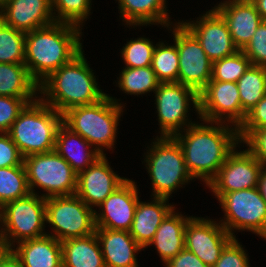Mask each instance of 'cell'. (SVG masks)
<instances>
[{"instance_id":"cell-1","label":"cell","mask_w":266,"mask_h":267,"mask_svg":"<svg viewBox=\"0 0 266 267\" xmlns=\"http://www.w3.org/2000/svg\"><path fill=\"white\" fill-rule=\"evenodd\" d=\"M193 124L184 129L185 135L174 136L180 144L186 168L192 178H201L206 185L217 175L228 155L240 142L238 128L210 122ZM213 124V125H212ZM230 127V128H229Z\"/></svg>"},{"instance_id":"cell-2","label":"cell","mask_w":266,"mask_h":267,"mask_svg":"<svg viewBox=\"0 0 266 267\" xmlns=\"http://www.w3.org/2000/svg\"><path fill=\"white\" fill-rule=\"evenodd\" d=\"M80 27L55 22L26 33L24 64L40 84L82 51Z\"/></svg>"},{"instance_id":"cell-3","label":"cell","mask_w":266,"mask_h":267,"mask_svg":"<svg viewBox=\"0 0 266 267\" xmlns=\"http://www.w3.org/2000/svg\"><path fill=\"white\" fill-rule=\"evenodd\" d=\"M83 52L39 84V92L44 95L41 100L61 114L73 107L97 103L107 95L99 89Z\"/></svg>"},{"instance_id":"cell-4","label":"cell","mask_w":266,"mask_h":267,"mask_svg":"<svg viewBox=\"0 0 266 267\" xmlns=\"http://www.w3.org/2000/svg\"><path fill=\"white\" fill-rule=\"evenodd\" d=\"M62 123L63 114L38 98L24 107L7 133L26 157L53 151Z\"/></svg>"},{"instance_id":"cell-5","label":"cell","mask_w":266,"mask_h":267,"mask_svg":"<svg viewBox=\"0 0 266 267\" xmlns=\"http://www.w3.org/2000/svg\"><path fill=\"white\" fill-rule=\"evenodd\" d=\"M122 107L115 98L106 95L97 103L70 108L63 113V123L104 155L102 148H113L116 141Z\"/></svg>"},{"instance_id":"cell-6","label":"cell","mask_w":266,"mask_h":267,"mask_svg":"<svg viewBox=\"0 0 266 267\" xmlns=\"http://www.w3.org/2000/svg\"><path fill=\"white\" fill-rule=\"evenodd\" d=\"M145 159L154 197L169 199L174 190L193 179L186 168L182 148L174 137H156Z\"/></svg>"},{"instance_id":"cell-7","label":"cell","mask_w":266,"mask_h":267,"mask_svg":"<svg viewBox=\"0 0 266 267\" xmlns=\"http://www.w3.org/2000/svg\"><path fill=\"white\" fill-rule=\"evenodd\" d=\"M27 182L32 194L35 186L47 194L43 198L54 196H69L76 193L77 174L70 164L55 150L47 153H37L24 157Z\"/></svg>"},{"instance_id":"cell-8","label":"cell","mask_w":266,"mask_h":267,"mask_svg":"<svg viewBox=\"0 0 266 267\" xmlns=\"http://www.w3.org/2000/svg\"><path fill=\"white\" fill-rule=\"evenodd\" d=\"M95 212L76 194L46 198V223L60 242L96 232Z\"/></svg>"},{"instance_id":"cell-9","label":"cell","mask_w":266,"mask_h":267,"mask_svg":"<svg viewBox=\"0 0 266 267\" xmlns=\"http://www.w3.org/2000/svg\"><path fill=\"white\" fill-rule=\"evenodd\" d=\"M218 200L226 216L220 224L233 238L236 229L251 231L266 240V202L258 187L224 193Z\"/></svg>"},{"instance_id":"cell-10","label":"cell","mask_w":266,"mask_h":267,"mask_svg":"<svg viewBox=\"0 0 266 267\" xmlns=\"http://www.w3.org/2000/svg\"><path fill=\"white\" fill-rule=\"evenodd\" d=\"M0 210L3 217L2 229L9 249L15 248V240L20 243L47 235L43 232L46 198L30 193L24 198L8 202Z\"/></svg>"},{"instance_id":"cell-11","label":"cell","mask_w":266,"mask_h":267,"mask_svg":"<svg viewBox=\"0 0 266 267\" xmlns=\"http://www.w3.org/2000/svg\"><path fill=\"white\" fill-rule=\"evenodd\" d=\"M154 93L161 128L160 137H174L182 132L180 129L184 130V125L188 127L195 124H186L190 100L199 112V94L193 88L178 82H166L160 83Z\"/></svg>"},{"instance_id":"cell-12","label":"cell","mask_w":266,"mask_h":267,"mask_svg":"<svg viewBox=\"0 0 266 267\" xmlns=\"http://www.w3.org/2000/svg\"><path fill=\"white\" fill-rule=\"evenodd\" d=\"M198 114L205 123H222L223 119L224 123L227 119V124L239 128L247 113L242 109L237 84L210 80L199 93Z\"/></svg>"},{"instance_id":"cell-13","label":"cell","mask_w":266,"mask_h":267,"mask_svg":"<svg viewBox=\"0 0 266 267\" xmlns=\"http://www.w3.org/2000/svg\"><path fill=\"white\" fill-rule=\"evenodd\" d=\"M177 24L178 83L193 88L199 94L212 78L213 62L196 37L181 22Z\"/></svg>"},{"instance_id":"cell-14","label":"cell","mask_w":266,"mask_h":267,"mask_svg":"<svg viewBox=\"0 0 266 267\" xmlns=\"http://www.w3.org/2000/svg\"><path fill=\"white\" fill-rule=\"evenodd\" d=\"M262 168L248 149L240 152L234 149L207 186L217 198L224 193L258 187Z\"/></svg>"},{"instance_id":"cell-15","label":"cell","mask_w":266,"mask_h":267,"mask_svg":"<svg viewBox=\"0 0 266 267\" xmlns=\"http://www.w3.org/2000/svg\"><path fill=\"white\" fill-rule=\"evenodd\" d=\"M219 224L220 222L191 216L185 226V248L209 267L216 264L222 250L233 239Z\"/></svg>"},{"instance_id":"cell-16","label":"cell","mask_w":266,"mask_h":267,"mask_svg":"<svg viewBox=\"0 0 266 267\" xmlns=\"http://www.w3.org/2000/svg\"><path fill=\"white\" fill-rule=\"evenodd\" d=\"M181 23L196 37L212 62L231 56L239 50L233 43L225 20L214 8L196 23Z\"/></svg>"},{"instance_id":"cell-17","label":"cell","mask_w":266,"mask_h":267,"mask_svg":"<svg viewBox=\"0 0 266 267\" xmlns=\"http://www.w3.org/2000/svg\"><path fill=\"white\" fill-rule=\"evenodd\" d=\"M136 183L126 179L98 207L95 212L96 228L129 231L139 200Z\"/></svg>"},{"instance_id":"cell-18","label":"cell","mask_w":266,"mask_h":267,"mask_svg":"<svg viewBox=\"0 0 266 267\" xmlns=\"http://www.w3.org/2000/svg\"><path fill=\"white\" fill-rule=\"evenodd\" d=\"M105 155L99 157L85 171L77 175L75 194L90 208L98 207L127 179L120 177L112 170Z\"/></svg>"},{"instance_id":"cell-19","label":"cell","mask_w":266,"mask_h":267,"mask_svg":"<svg viewBox=\"0 0 266 267\" xmlns=\"http://www.w3.org/2000/svg\"><path fill=\"white\" fill-rule=\"evenodd\" d=\"M214 9L225 20L234 45L243 50L251 41L259 24L263 21L255 5L250 0H228Z\"/></svg>"},{"instance_id":"cell-20","label":"cell","mask_w":266,"mask_h":267,"mask_svg":"<svg viewBox=\"0 0 266 267\" xmlns=\"http://www.w3.org/2000/svg\"><path fill=\"white\" fill-rule=\"evenodd\" d=\"M0 19L24 33L55 23L51 0H11L0 10Z\"/></svg>"},{"instance_id":"cell-21","label":"cell","mask_w":266,"mask_h":267,"mask_svg":"<svg viewBox=\"0 0 266 267\" xmlns=\"http://www.w3.org/2000/svg\"><path fill=\"white\" fill-rule=\"evenodd\" d=\"M105 267H139L135 253L143 249L129 231L96 228Z\"/></svg>"},{"instance_id":"cell-22","label":"cell","mask_w":266,"mask_h":267,"mask_svg":"<svg viewBox=\"0 0 266 267\" xmlns=\"http://www.w3.org/2000/svg\"><path fill=\"white\" fill-rule=\"evenodd\" d=\"M167 202L164 197H154L148 203L138 200L129 233L142 248L148 247L161 222L175 209Z\"/></svg>"},{"instance_id":"cell-23","label":"cell","mask_w":266,"mask_h":267,"mask_svg":"<svg viewBox=\"0 0 266 267\" xmlns=\"http://www.w3.org/2000/svg\"><path fill=\"white\" fill-rule=\"evenodd\" d=\"M10 250L22 267H62L61 242L50 235L22 241Z\"/></svg>"},{"instance_id":"cell-24","label":"cell","mask_w":266,"mask_h":267,"mask_svg":"<svg viewBox=\"0 0 266 267\" xmlns=\"http://www.w3.org/2000/svg\"><path fill=\"white\" fill-rule=\"evenodd\" d=\"M90 147L92 145L82 136L72 131L64 123L60 125L56 135L54 150L70 164L77 175L85 171L102 156L97 149L91 150Z\"/></svg>"},{"instance_id":"cell-25","label":"cell","mask_w":266,"mask_h":267,"mask_svg":"<svg viewBox=\"0 0 266 267\" xmlns=\"http://www.w3.org/2000/svg\"><path fill=\"white\" fill-rule=\"evenodd\" d=\"M174 210L161 222L148 245L156 247L164 263H167L185 248V226L191 218L175 213Z\"/></svg>"},{"instance_id":"cell-26","label":"cell","mask_w":266,"mask_h":267,"mask_svg":"<svg viewBox=\"0 0 266 267\" xmlns=\"http://www.w3.org/2000/svg\"><path fill=\"white\" fill-rule=\"evenodd\" d=\"M62 267H105L96 233L61 242Z\"/></svg>"},{"instance_id":"cell-27","label":"cell","mask_w":266,"mask_h":267,"mask_svg":"<svg viewBox=\"0 0 266 267\" xmlns=\"http://www.w3.org/2000/svg\"><path fill=\"white\" fill-rule=\"evenodd\" d=\"M165 2V0H118V8L120 16L129 26L161 24L169 27L170 20Z\"/></svg>"},{"instance_id":"cell-28","label":"cell","mask_w":266,"mask_h":267,"mask_svg":"<svg viewBox=\"0 0 266 267\" xmlns=\"http://www.w3.org/2000/svg\"><path fill=\"white\" fill-rule=\"evenodd\" d=\"M37 91L39 84L24 63H0V96L34 99Z\"/></svg>"},{"instance_id":"cell-29","label":"cell","mask_w":266,"mask_h":267,"mask_svg":"<svg viewBox=\"0 0 266 267\" xmlns=\"http://www.w3.org/2000/svg\"><path fill=\"white\" fill-rule=\"evenodd\" d=\"M236 84L242 109L247 113L266 94V67L251 65Z\"/></svg>"},{"instance_id":"cell-30","label":"cell","mask_w":266,"mask_h":267,"mask_svg":"<svg viewBox=\"0 0 266 267\" xmlns=\"http://www.w3.org/2000/svg\"><path fill=\"white\" fill-rule=\"evenodd\" d=\"M30 193L24 165L0 168V208Z\"/></svg>"},{"instance_id":"cell-31","label":"cell","mask_w":266,"mask_h":267,"mask_svg":"<svg viewBox=\"0 0 266 267\" xmlns=\"http://www.w3.org/2000/svg\"><path fill=\"white\" fill-rule=\"evenodd\" d=\"M173 33L175 45L166 46L161 42L156 44L153 52L151 67L161 83L178 82L179 55L176 46V25Z\"/></svg>"},{"instance_id":"cell-32","label":"cell","mask_w":266,"mask_h":267,"mask_svg":"<svg viewBox=\"0 0 266 267\" xmlns=\"http://www.w3.org/2000/svg\"><path fill=\"white\" fill-rule=\"evenodd\" d=\"M161 82L157 79L151 66L127 68L120 74L118 86L127 94L141 95L156 91Z\"/></svg>"},{"instance_id":"cell-33","label":"cell","mask_w":266,"mask_h":267,"mask_svg":"<svg viewBox=\"0 0 266 267\" xmlns=\"http://www.w3.org/2000/svg\"><path fill=\"white\" fill-rule=\"evenodd\" d=\"M26 33L0 19V63H24Z\"/></svg>"},{"instance_id":"cell-34","label":"cell","mask_w":266,"mask_h":267,"mask_svg":"<svg viewBox=\"0 0 266 267\" xmlns=\"http://www.w3.org/2000/svg\"><path fill=\"white\" fill-rule=\"evenodd\" d=\"M251 61L242 50L213 62L210 80L237 82L251 66Z\"/></svg>"},{"instance_id":"cell-35","label":"cell","mask_w":266,"mask_h":267,"mask_svg":"<svg viewBox=\"0 0 266 267\" xmlns=\"http://www.w3.org/2000/svg\"><path fill=\"white\" fill-rule=\"evenodd\" d=\"M91 0H51L53 16L56 22L68 23L80 27L89 16ZM56 8V9H55Z\"/></svg>"},{"instance_id":"cell-36","label":"cell","mask_w":266,"mask_h":267,"mask_svg":"<svg viewBox=\"0 0 266 267\" xmlns=\"http://www.w3.org/2000/svg\"><path fill=\"white\" fill-rule=\"evenodd\" d=\"M155 46L150 39L137 38L130 40L121 51L122 59L127 68L149 67L152 65V58Z\"/></svg>"},{"instance_id":"cell-37","label":"cell","mask_w":266,"mask_h":267,"mask_svg":"<svg viewBox=\"0 0 266 267\" xmlns=\"http://www.w3.org/2000/svg\"><path fill=\"white\" fill-rule=\"evenodd\" d=\"M34 101L36 98L0 96V133H7L24 107Z\"/></svg>"},{"instance_id":"cell-38","label":"cell","mask_w":266,"mask_h":267,"mask_svg":"<svg viewBox=\"0 0 266 267\" xmlns=\"http://www.w3.org/2000/svg\"><path fill=\"white\" fill-rule=\"evenodd\" d=\"M242 51L252 65L266 67V21L259 24L251 41Z\"/></svg>"},{"instance_id":"cell-39","label":"cell","mask_w":266,"mask_h":267,"mask_svg":"<svg viewBox=\"0 0 266 267\" xmlns=\"http://www.w3.org/2000/svg\"><path fill=\"white\" fill-rule=\"evenodd\" d=\"M266 128V94L247 112L244 122L238 128L239 139L242 141L254 130Z\"/></svg>"},{"instance_id":"cell-40","label":"cell","mask_w":266,"mask_h":267,"mask_svg":"<svg viewBox=\"0 0 266 267\" xmlns=\"http://www.w3.org/2000/svg\"><path fill=\"white\" fill-rule=\"evenodd\" d=\"M212 267H250L249 260L242 245L233 238L222 250L216 264Z\"/></svg>"},{"instance_id":"cell-41","label":"cell","mask_w":266,"mask_h":267,"mask_svg":"<svg viewBox=\"0 0 266 267\" xmlns=\"http://www.w3.org/2000/svg\"><path fill=\"white\" fill-rule=\"evenodd\" d=\"M0 134V168L24 165V157L8 133Z\"/></svg>"},{"instance_id":"cell-42","label":"cell","mask_w":266,"mask_h":267,"mask_svg":"<svg viewBox=\"0 0 266 267\" xmlns=\"http://www.w3.org/2000/svg\"><path fill=\"white\" fill-rule=\"evenodd\" d=\"M247 149L266 167V128L252 131L243 141Z\"/></svg>"},{"instance_id":"cell-43","label":"cell","mask_w":266,"mask_h":267,"mask_svg":"<svg viewBox=\"0 0 266 267\" xmlns=\"http://www.w3.org/2000/svg\"><path fill=\"white\" fill-rule=\"evenodd\" d=\"M166 267H209L194 253L184 248L174 258L165 263Z\"/></svg>"},{"instance_id":"cell-44","label":"cell","mask_w":266,"mask_h":267,"mask_svg":"<svg viewBox=\"0 0 266 267\" xmlns=\"http://www.w3.org/2000/svg\"><path fill=\"white\" fill-rule=\"evenodd\" d=\"M0 267H22L19 259L10 250L1 260Z\"/></svg>"},{"instance_id":"cell-45","label":"cell","mask_w":266,"mask_h":267,"mask_svg":"<svg viewBox=\"0 0 266 267\" xmlns=\"http://www.w3.org/2000/svg\"><path fill=\"white\" fill-rule=\"evenodd\" d=\"M258 188L263 197L264 201L266 202V167H263L259 176Z\"/></svg>"},{"instance_id":"cell-46","label":"cell","mask_w":266,"mask_h":267,"mask_svg":"<svg viewBox=\"0 0 266 267\" xmlns=\"http://www.w3.org/2000/svg\"><path fill=\"white\" fill-rule=\"evenodd\" d=\"M261 15L262 20L266 21V0H250Z\"/></svg>"},{"instance_id":"cell-47","label":"cell","mask_w":266,"mask_h":267,"mask_svg":"<svg viewBox=\"0 0 266 267\" xmlns=\"http://www.w3.org/2000/svg\"><path fill=\"white\" fill-rule=\"evenodd\" d=\"M0 223L3 224V217H2V213L0 210ZM10 249L7 246L6 240H5V236H4V230L1 229L0 230V252H9Z\"/></svg>"},{"instance_id":"cell-48","label":"cell","mask_w":266,"mask_h":267,"mask_svg":"<svg viewBox=\"0 0 266 267\" xmlns=\"http://www.w3.org/2000/svg\"><path fill=\"white\" fill-rule=\"evenodd\" d=\"M11 0H0V10L3 9Z\"/></svg>"},{"instance_id":"cell-49","label":"cell","mask_w":266,"mask_h":267,"mask_svg":"<svg viewBox=\"0 0 266 267\" xmlns=\"http://www.w3.org/2000/svg\"><path fill=\"white\" fill-rule=\"evenodd\" d=\"M8 252H0V260L7 254Z\"/></svg>"}]
</instances>
